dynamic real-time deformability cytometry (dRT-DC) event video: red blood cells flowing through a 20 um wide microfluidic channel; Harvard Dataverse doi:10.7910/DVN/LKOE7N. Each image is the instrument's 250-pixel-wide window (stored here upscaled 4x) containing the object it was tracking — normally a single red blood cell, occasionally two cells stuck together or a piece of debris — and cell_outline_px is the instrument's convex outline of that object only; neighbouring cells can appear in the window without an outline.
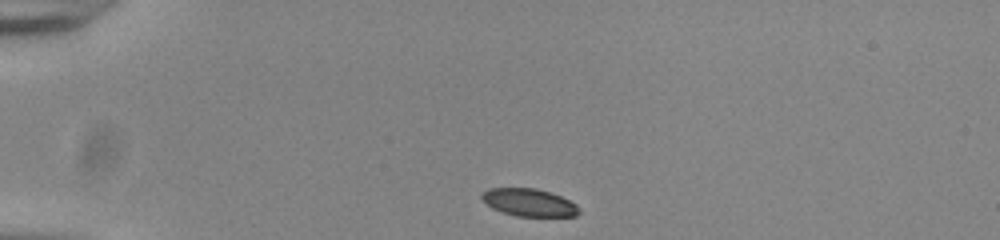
{"species": "common noctule bat (a hibernating species)", "species_latin": "Nyctalus noctula", "temperature_condition": "room temperature", "stored_images_in_passage": 42, "camera_frame_rate_fps": 3000, "um_per_image_px": 0.085, "animal": {"sex": "male", "body_mass_g": 20.0, "forearm_length_mm": 53.3}, "frame": {"image": 1, "passage_image": 1, "time_ms": 0.0, "image_size_px": [1000, 240], "cell_outline_px": [[580, 212], [576, 216], [516, 216], [492, 208], [480, 196], [488, 188], [536, 188], [560, 196], [576, 204], [580, 208]], "centroid_in_image_um": [44.99, 17.21], "position_along_channel_um": 40.0, "area_um2": 15.43}}
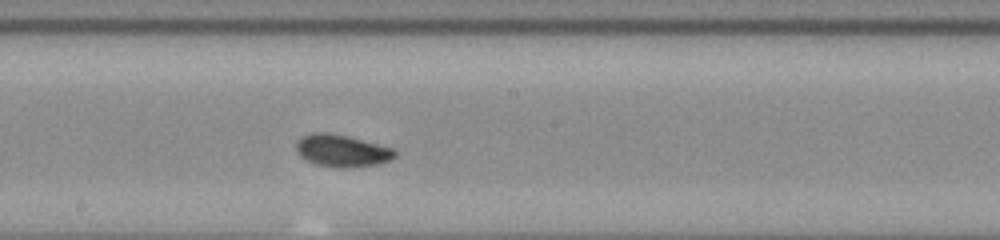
{"frame": {"image": 2, "passage_image": 19, "time_ms": 6.0, "image_size_px": [1000, 240], "cell_outline_px": [[396, 156], [392, 160], [380, 164], [352, 168], [336, 168], [316, 164], [300, 156], [296, 152], [296, 144], [304, 136], [312, 132], [328, 132], [348, 136], [392, 148], [396, 152]], "centroid_in_image_um": [29.09, 12.83], "position_along_channel_um": 219.1, "area_um2": 18.61}}
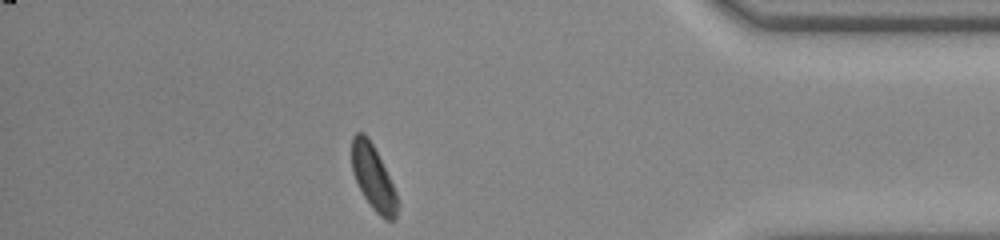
{"frame": {"image": 3, "passage_image": 36, "time_ms": 11.667, "image_size_px": [1000, 240], "cell_outline_px": [[400, 204], [396, 220], [384, 220], [372, 208], [364, 196], [352, 172], [352, 136], [356, 132], [364, 132], [372, 144], [396, 192]], "centroid_in_image_um": [31.74, 15.15], "position_along_channel_um": 403.5, "area_um2": 17.05}, "authors_computed_cell_mechanics": {"area_um2": 17.3978, "velocity_mm_per_s": 3.8117, "shape_relaxation_time_tau1_ms": 2.0697, "shape_relaxation_time_tau2_ms": null, "deformation_change_tau1": 0.1207, "deformation_change_tau2": null}}